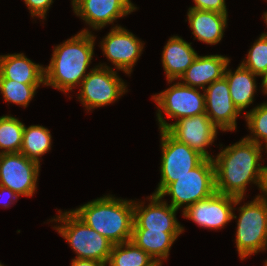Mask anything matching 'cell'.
Wrapping results in <instances>:
<instances>
[{"mask_svg":"<svg viewBox=\"0 0 267 266\" xmlns=\"http://www.w3.org/2000/svg\"><path fill=\"white\" fill-rule=\"evenodd\" d=\"M263 147L245 137L220 149L213 157L216 192L235 198H245L248 184L261 190L264 166L261 163Z\"/></svg>","mask_w":267,"mask_h":266,"instance_id":"1","label":"cell"},{"mask_svg":"<svg viewBox=\"0 0 267 266\" xmlns=\"http://www.w3.org/2000/svg\"><path fill=\"white\" fill-rule=\"evenodd\" d=\"M96 37L88 28L54 47L51 61L44 67L45 86L65 94L80 86L89 72Z\"/></svg>","mask_w":267,"mask_h":266,"instance_id":"2","label":"cell"},{"mask_svg":"<svg viewBox=\"0 0 267 266\" xmlns=\"http://www.w3.org/2000/svg\"><path fill=\"white\" fill-rule=\"evenodd\" d=\"M71 211L113 244L131 240L134 200L120 199L108 194Z\"/></svg>","mask_w":267,"mask_h":266,"instance_id":"3","label":"cell"},{"mask_svg":"<svg viewBox=\"0 0 267 266\" xmlns=\"http://www.w3.org/2000/svg\"><path fill=\"white\" fill-rule=\"evenodd\" d=\"M59 215L50 222H57L54 229L76 253L75 259H90L107 264L113 243L86 225L71 210H58ZM60 223V225H59Z\"/></svg>","mask_w":267,"mask_h":266,"instance_id":"4","label":"cell"},{"mask_svg":"<svg viewBox=\"0 0 267 266\" xmlns=\"http://www.w3.org/2000/svg\"><path fill=\"white\" fill-rule=\"evenodd\" d=\"M235 244L239 258L243 261L249 256L267 250V199L259 194L238 208Z\"/></svg>","mask_w":267,"mask_h":266,"instance_id":"5","label":"cell"},{"mask_svg":"<svg viewBox=\"0 0 267 266\" xmlns=\"http://www.w3.org/2000/svg\"><path fill=\"white\" fill-rule=\"evenodd\" d=\"M216 193L215 166L213 159L205 158L197 167L170 183L159 196L171 197L170 205L183 210Z\"/></svg>","mask_w":267,"mask_h":266,"instance_id":"6","label":"cell"},{"mask_svg":"<svg viewBox=\"0 0 267 266\" xmlns=\"http://www.w3.org/2000/svg\"><path fill=\"white\" fill-rule=\"evenodd\" d=\"M126 86L118 72L103 63L90 69L79 86L77 98L88 112L113 104L128 91Z\"/></svg>","mask_w":267,"mask_h":266,"instance_id":"7","label":"cell"},{"mask_svg":"<svg viewBox=\"0 0 267 266\" xmlns=\"http://www.w3.org/2000/svg\"><path fill=\"white\" fill-rule=\"evenodd\" d=\"M152 99L158 106L156 116L160 130L168 129V122L164 119V114L168 119L179 120L183 117L205 113L204 90L201 93L200 89L185 86L180 82H175L167 89L153 95Z\"/></svg>","mask_w":267,"mask_h":266,"instance_id":"8","label":"cell"},{"mask_svg":"<svg viewBox=\"0 0 267 266\" xmlns=\"http://www.w3.org/2000/svg\"><path fill=\"white\" fill-rule=\"evenodd\" d=\"M160 182L154 195H159L170 183L197 167L205 157L187 144L178 142L166 130H160Z\"/></svg>","mask_w":267,"mask_h":266,"instance_id":"9","label":"cell"},{"mask_svg":"<svg viewBox=\"0 0 267 266\" xmlns=\"http://www.w3.org/2000/svg\"><path fill=\"white\" fill-rule=\"evenodd\" d=\"M40 167L20 152L0 154V186L19 196L32 197L37 190Z\"/></svg>","mask_w":267,"mask_h":266,"instance_id":"10","label":"cell"},{"mask_svg":"<svg viewBox=\"0 0 267 266\" xmlns=\"http://www.w3.org/2000/svg\"><path fill=\"white\" fill-rule=\"evenodd\" d=\"M100 45L104 56L115 69L127 75L132 73L144 48V43L139 38L120 25L111 28V31L100 41Z\"/></svg>","mask_w":267,"mask_h":266,"instance_id":"11","label":"cell"},{"mask_svg":"<svg viewBox=\"0 0 267 266\" xmlns=\"http://www.w3.org/2000/svg\"><path fill=\"white\" fill-rule=\"evenodd\" d=\"M244 201V198L215 193L211 197L198 201L182 210V216L192 220L199 227L220 230L232 219L234 206Z\"/></svg>","mask_w":267,"mask_h":266,"instance_id":"12","label":"cell"},{"mask_svg":"<svg viewBox=\"0 0 267 266\" xmlns=\"http://www.w3.org/2000/svg\"><path fill=\"white\" fill-rule=\"evenodd\" d=\"M166 131L178 142L187 144L205 158L213 159L206 148L214 143L218 128L205 113L168 123Z\"/></svg>","mask_w":267,"mask_h":266,"instance_id":"13","label":"cell"},{"mask_svg":"<svg viewBox=\"0 0 267 266\" xmlns=\"http://www.w3.org/2000/svg\"><path fill=\"white\" fill-rule=\"evenodd\" d=\"M149 204L134 200L133 229H149V231L183 232L184 227L178 222L174 208L159 195L147 197Z\"/></svg>","mask_w":267,"mask_h":266,"instance_id":"14","label":"cell"},{"mask_svg":"<svg viewBox=\"0 0 267 266\" xmlns=\"http://www.w3.org/2000/svg\"><path fill=\"white\" fill-rule=\"evenodd\" d=\"M71 3L75 15L93 30L113 25L114 21L137 9L131 0H71Z\"/></svg>","mask_w":267,"mask_h":266,"instance_id":"15","label":"cell"},{"mask_svg":"<svg viewBox=\"0 0 267 266\" xmlns=\"http://www.w3.org/2000/svg\"><path fill=\"white\" fill-rule=\"evenodd\" d=\"M205 114L221 131H234L237 117L241 114L234 105L226 78L214 81L204 89Z\"/></svg>","mask_w":267,"mask_h":266,"instance_id":"16","label":"cell"},{"mask_svg":"<svg viewBox=\"0 0 267 266\" xmlns=\"http://www.w3.org/2000/svg\"><path fill=\"white\" fill-rule=\"evenodd\" d=\"M230 59L223 55H197L193 63L181 75L178 81L189 87L202 91L216 80L224 76V71ZM182 81V82H181Z\"/></svg>","mask_w":267,"mask_h":266,"instance_id":"17","label":"cell"},{"mask_svg":"<svg viewBox=\"0 0 267 266\" xmlns=\"http://www.w3.org/2000/svg\"><path fill=\"white\" fill-rule=\"evenodd\" d=\"M228 14L189 8L187 19L197 39L209 45L218 44L227 27Z\"/></svg>","mask_w":267,"mask_h":266,"instance_id":"18","label":"cell"},{"mask_svg":"<svg viewBox=\"0 0 267 266\" xmlns=\"http://www.w3.org/2000/svg\"><path fill=\"white\" fill-rule=\"evenodd\" d=\"M180 36H172L162 51V65L168 84L178 80L193 63L198 53Z\"/></svg>","mask_w":267,"mask_h":266,"instance_id":"19","label":"cell"},{"mask_svg":"<svg viewBox=\"0 0 267 266\" xmlns=\"http://www.w3.org/2000/svg\"><path fill=\"white\" fill-rule=\"evenodd\" d=\"M0 78L23 84L45 85L43 65L33 62L24 53L0 55Z\"/></svg>","mask_w":267,"mask_h":266,"instance_id":"20","label":"cell"},{"mask_svg":"<svg viewBox=\"0 0 267 266\" xmlns=\"http://www.w3.org/2000/svg\"><path fill=\"white\" fill-rule=\"evenodd\" d=\"M228 66L229 63L225 68L224 77L228 82L231 99L242 113V111L254 102L255 92L257 90V75L244 68L241 64H239L234 72L227 68Z\"/></svg>","mask_w":267,"mask_h":266,"instance_id":"21","label":"cell"},{"mask_svg":"<svg viewBox=\"0 0 267 266\" xmlns=\"http://www.w3.org/2000/svg\"><path fill=\"white\" fill-rule=\"evenodd\" d=\"M182 232L149 231V229H132L131 240L143 249L155 261L167 260L172 244Z\"/></svg>","mask_w":267,"mask_h":266,"instance_id":"22","label":"cell"},{"mask_svg":"<svg viewBox=\"0 0 267 266\" xmlns=\"http://www.w3.org/2000/svg\"><path fill=\"white\" fill-rule=\"evenodd\" d=\"M50 130L42 125L24 127L20 153L40 164V158L51 150Z\"/></svg>","mask_w":267,"mask_h":266,"instance_id":"23","label":"cell"},{"mask_svg":"<svg viewBox=\"0 0 267 266\" xmlns=\"http://www.w3.org/2000/svg\"><path fill=\"white\" fill-rule=\"evenodd\" d=\"M155 260L132 241L114 244L106 266H150Z\"/></svg>","mask_w":267,"mask_h":266,"instance_id":"24","label":"cell"},{"mask_svg":"<svg viewBox=\"0 0 267 266\" xmlns=\"http://www.w3.org/2000/svg\"><path fill=\"white\" fill-rule=\"evenodd\" d=\"M24 127L16 117L0 116V154L20 152Z\"/></svg>","mask_w":267,"mask_h":266,"instance_id":"25","label":"cell"},{"mask_svg":"<svg viewBox=\"0 0 267 266\" xmlns=\"http://www.w3.org/2000/svg\"><path fill=\"white\" fill-rule=\"evenodd\" d=\"M40 84H23L11 79L0 78V93L5 102L27 107Z\"/></svg>","mask_w":267,"mask_h":266,"instance_id":"26","label":"cell"},{"mask_svg":"<svg viewBox=\"0 0 267 266\" xmlns=\"http://www.w3.org/2000/svg\"><path fill=\"white\" fill-rule=\"evenodd\" d=\"M250 135L245 138L260 146L267 144V101L244 113Z\"/></svg>","mask_w":267,"mask_h":266,"instance_id":"27","label":"cell"},{"mask_svg":"<svg viewBox=\"0 0 267 266\" xmlns=\"http://www.w3.org/2000/svg\"><path fill=\"white\" fill-rule=\"evenodd\" d=\"M241 65L259 77L267 73V35L262 33L248 51Z\"/></svg>","mask_w":267,"mask_h":266,"instance_id":"28","label":"cell"},{"mask_svg":"<svg viewBox=\"0 0 267 266\" xmlns=\"http://www.w3.org/2000/svg\"><path fill=\"white\" fill-rule=\"evenodd\" d=\"M53 0H24V3L28 7L31 16L41 18L44 20L47 15V11L52 5Z\"/></svg>","mask_w":267,"mask_h":266,"instance_id":"29","label":"cell"},{"mask_svg":"<svg viewBox=\"0 0 267 266\" xmlns=\"http://www.w3.org/2000/svg\"><path fill=\"white\" fill-rule=\"evenodd\" d=\"M193 1L195 5L189 8L228 14L225 0H193Z\"/></svg>","mask_w":267,"mask_h":266,"instance_id":"30","label":"cell"},{"mask_svg":"<svg viewBox=\"0 0 267 266\" xmlns=\"http://www.w3.org/2000/svg\"><path fill=\"white\" fill-rule=\"evenodd\" d=\"M6 196L8 197V200ZM4 197L6 198V200ZM19 197L20 196L13 192L11 189L0 186V205L2 204L4 208L11 207L10 205L13 204Z\"/></svg>","mask_w":267,"mask_h":266,"instance_id":"31","label":"cell"},{"mask_svg":"<svg viewBox=\"0 0 267 266\" xmlns=\"http://www.w3.org/2000/svg\"><path fill=\"white\" fill-rule=\"evenodd\" d=\"M71 266H106L105 263L90 259H72Z\"/></svg>","mask_w":267,"mask_h":266,"instance_id":"32","label":"cell"},{"mask_svg":"<svg viewBox=\"0 0 267 266\" xmlns=\"http://www.w3.org/2000/svg\"><path fill=\"white\" fill-rule=\"evenodd\" d=\"M261 192L263 193L262 196L263 198L267 199V165L264 166V172H263V181H262V187H261Z\"/></svg>","mask_w":267,"mask_h":266,"instance_id":"33","label":"cell"},{"mask_svg":"<svg viewBox=\"0 0 267 266\" xmlns=\"http://www.w3.org/2000/svg\"><path fill=\"white\" fill-rule=\"evenodd\" d=\"M261 87L263 94L267 95V73L262 78Z\"/></svg>","mask_w":267,"mask_h":266,"instance_id":"34","label":"cell"},{"mask_svg":"<svg viewBox=\"0 0 267 266\" xmlns=\"http://www.w3.org/2000/svg\"><path fill=\"white\" fill-rule=\"evenodd\" d=\"M162 261H154L150 266H162Z\"/></svg>","mask_w":267,"mask_h":266,"instance_id":"35","label":"cell"},{"mask_svg":"<svg viewBox=\"0 0 267 266\" xmlns=\"http://www.w3.org/2000/svg\"><path fill=\"white\" fill-rule=\"evenodd\" d=\"M262 18L264 19L266 25H267V11L263 13ZM267 35V33H265Z\"/></svg>","mask_w":267,"mask_h":266,"instance_id":"36","label":"cell"},{"mask_svg":"<svg viewBox=\"0 0 267 266\" xmlns=\"http://www.w3.org/2000/svg\"><path fill=\"white\" fill-rule=\"evenodd\" d=\"M263 146H264L263 149H266V152L265 153H267V144L266 145H263Z\"/></svg>","mask_w":267,"mask_h":266,"instance_id":"37","label":"cell"},{"mask_svg":"<svg viewBox=\"0 0 267 266\" xmlns=\"http://www.w3.org/2000/svg\"><path fill=\"white\" fill-rule=\"evenodd\" d=\"M263 266H267V259L265 260V262H264V265Z\"/></svg>","mask_w":267,"mask_h":266,"instance_id":"38","label":"cell"}]
</instances>
